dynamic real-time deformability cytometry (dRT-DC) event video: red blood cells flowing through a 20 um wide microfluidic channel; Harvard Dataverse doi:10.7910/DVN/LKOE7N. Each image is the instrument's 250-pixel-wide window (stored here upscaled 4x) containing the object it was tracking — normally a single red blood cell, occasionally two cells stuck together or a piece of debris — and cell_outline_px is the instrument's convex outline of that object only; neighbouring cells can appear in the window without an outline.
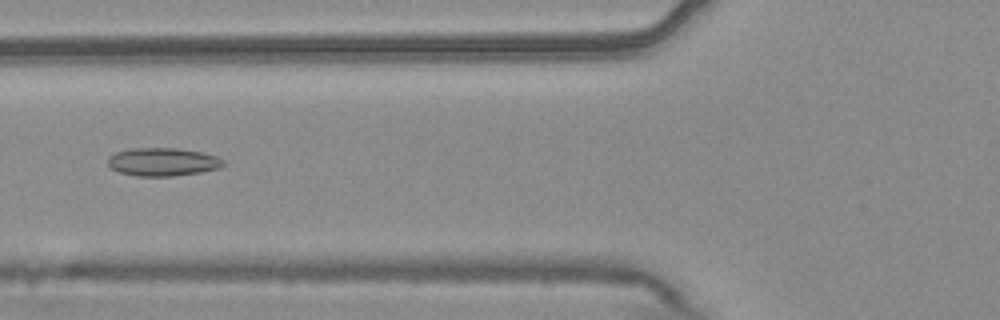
{"species": "common noctule bat (a hibernating species)", "species_latin": "Nyctalus noctula", "temperature_condition": "warm", "stored_images_in_passage": 6, "camera_frame_rate_fps": 3000, "um_per_image_px": 0.085, "animal": {"sex": "male", "body_mass_g": 20.4}, "frame": {"image": 1, "passage_image": 6, "time_ms": 1.667, "image_size_px": [1000, 320], "cell_outline_px": [[228, 164], [220, 168], [200, 172], [172, 176], [136, 176], [120, 172], [112, 168], [108, 164], [108, 156], [116, 152], [132, 148], [176, 148], [200, 152], [216, 156], [224, 160]], "centroid_in_image_um": [13.86, 13.76], "position_along_channel_um": 111.9, "area_um2": 18.96}}